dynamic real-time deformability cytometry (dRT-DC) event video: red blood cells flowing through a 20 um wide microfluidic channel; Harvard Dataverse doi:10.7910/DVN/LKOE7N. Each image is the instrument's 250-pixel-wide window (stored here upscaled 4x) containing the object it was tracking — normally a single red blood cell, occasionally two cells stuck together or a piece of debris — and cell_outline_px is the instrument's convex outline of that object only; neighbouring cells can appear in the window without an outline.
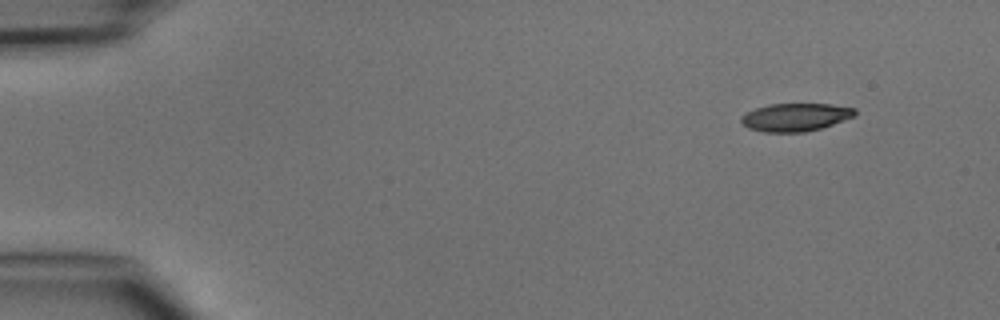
{"species": "common noctule bat (a hibernating species)", "species_latin": "Nyctalus noctula", "temperature_condition": "cold", "stored_images_in_passage": 5, "camera_frame_rate_fps": 3000, "um_per_image_px": 0.085, "animal": {"sex": "male", "body_mass_g": 15.6}, "frame": {"image": 1, "passage_image": 1, "time_ms": 0.0, "image_size_px": [1000, 320], "cell_outline_px": [[856, 116], [820, 128], [804, 132], [764, 132], [748, 128], [740, 120], [740, 116], [756, 108], [768, 104], [832, 104], [856, 108]], "centroid_in_image_um": [67.62, 9.95], "position_along_channel_um": 17.4, "area_um2": 18.5}}
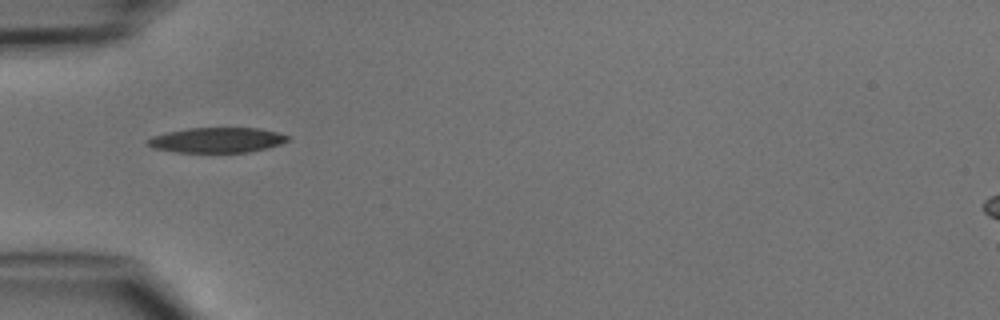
{"frame": {"image": 2, "passage_image": 4, "time_ms": 3.667, "image_size_px": [1000, 320], "cell_outline_px": [[292, 136], [288, 140], [280, 144], [268, 148], [248, 152], [176, 152], [152, 148], [144, 140], [152, 136], [168, 132], [188, 128], [260, 128]], "centroid_in_image_um": [18.44, 11.9], "position_along_channel_um": 66.6, "area_um2": 20.58}}